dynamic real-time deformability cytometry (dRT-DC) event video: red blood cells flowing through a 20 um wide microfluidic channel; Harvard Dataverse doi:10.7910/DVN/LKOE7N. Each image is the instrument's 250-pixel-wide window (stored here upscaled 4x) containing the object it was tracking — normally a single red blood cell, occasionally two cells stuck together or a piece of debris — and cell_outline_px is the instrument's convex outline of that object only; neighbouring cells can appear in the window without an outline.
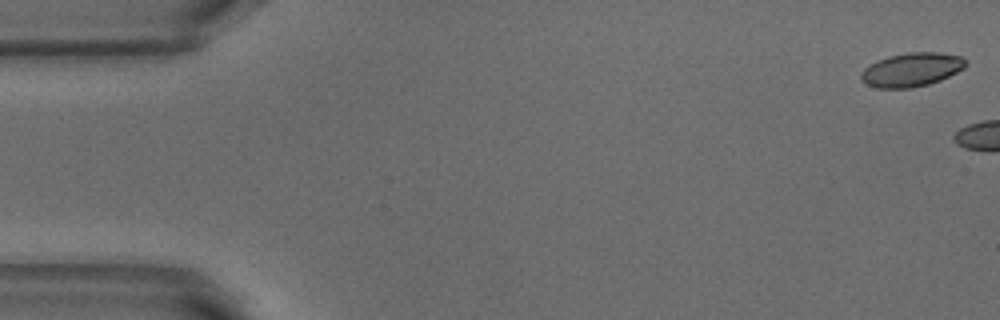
{"species": "common noctule bat (a hibernating species)", "species_latin": "Nyctalus noctula", "temperature_condition": "warm", "stored_images_in_passage": 4, "camera_frame_rate_fps": 3000, "um_per_image_px": 0.085, "animal": {"sex": "male", "body_mass_g": 18.8}, "frame": {"image": 1, "passage_image": 1, "time_ms": 0.0, "image_size_px": [1000, 320], "cell_outline_px": [[968, 64], [964, 68], [940, 80], [928, 84], [912, 88], [876, 88], [860, 80], [860, 72], [864, 68], [876, 60], [888, 56], [908, 52], [936, 52], [960, 56], [968, 60]], "centroid_in_image_um": [77.47, 5.92], "position_along_channel_um": 7.5, "area_um2": 20.75}}